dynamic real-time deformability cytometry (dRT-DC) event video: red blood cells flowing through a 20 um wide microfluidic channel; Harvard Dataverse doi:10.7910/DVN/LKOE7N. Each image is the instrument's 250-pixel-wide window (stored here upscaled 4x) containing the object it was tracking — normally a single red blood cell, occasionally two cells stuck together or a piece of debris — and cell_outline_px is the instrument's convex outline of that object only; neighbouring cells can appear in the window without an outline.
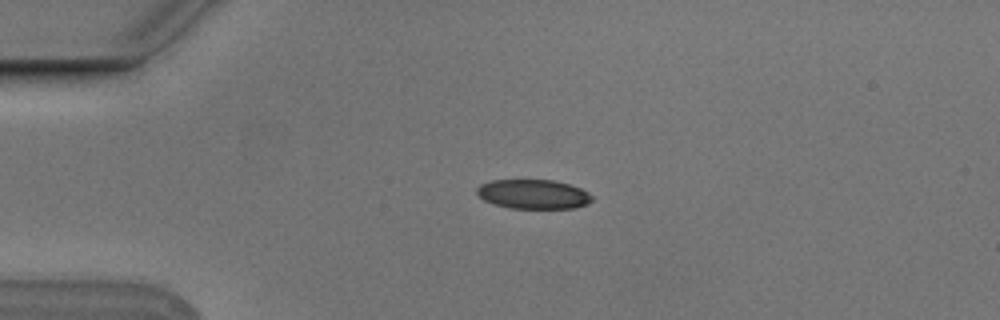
{"species": "Egyptian fruit bat (a non-hibernating species)", "species_latin": "Rousettus aegyptiacus", "temperature_condition": "cold", "stored_images_in_passage": 4, "camera_frame_rate_fps": 3000, "um_per_image_px": 0.085, "animal": {"sex": "male"}, "frame": {"image": 1, "passage_image": 3, "time_ms": 0.667, "image_size_px": [1000, 320], "cell_outline_px": [[592, 200], [588, 204], [576, 208], [512, 208], [492, 204], [484, 200], [476, 192], [476, 188], [480, 184], [492, 180], [552, 180], [568, 184], [580, 188], [588, 192], [592, 196]], "centroid_in_image_um": [45.32, 16.51], "position_along_channel_um": 39.7, "area_um2": 19.71}}